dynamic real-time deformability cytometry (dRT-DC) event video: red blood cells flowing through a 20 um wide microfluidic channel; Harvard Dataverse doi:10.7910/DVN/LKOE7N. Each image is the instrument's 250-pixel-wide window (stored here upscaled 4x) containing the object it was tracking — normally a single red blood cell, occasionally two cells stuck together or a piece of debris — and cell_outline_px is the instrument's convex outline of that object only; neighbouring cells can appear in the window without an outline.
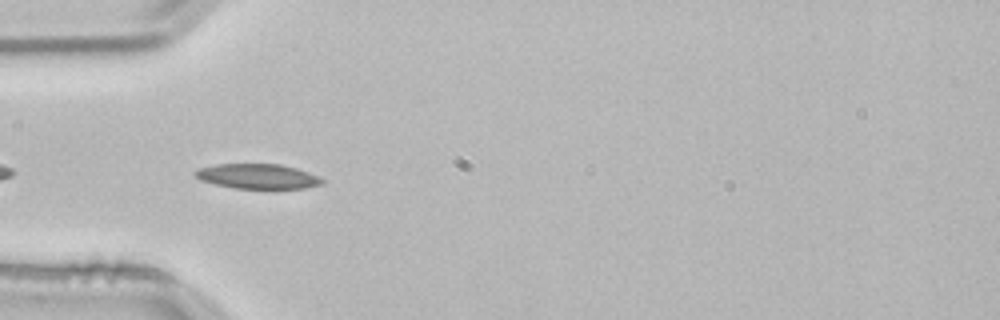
{"species": "common noctule bat (a hibernating species)", "species_latin": "Nyctalus noctula", "temperature_condition": "room temperature", "stored_images_in_passage": 12, "camera_frame_rate_fps": 3000, "um_per_image_px": 0.085, "animal": {"sex": "male", "body_mass_g": 21.5, "forearm_length_mm": 52.0}, "frame": {"image": 1, "passage_image": 3, "time_ms": 0.667, "image_size_px": [1000, 320], "cell_outline_px": [[324, 184], [304, 188], [236, 188], [216, 184], [200, 180], [192, 172], [200, 168], [216, 164], [280, 164], [296, 168], [320, 176], [324, 180]], "centroid_in_image_um": [21.93, 14.98], "position_along_channel_um": 63.1, "area_um2": 18.32}}